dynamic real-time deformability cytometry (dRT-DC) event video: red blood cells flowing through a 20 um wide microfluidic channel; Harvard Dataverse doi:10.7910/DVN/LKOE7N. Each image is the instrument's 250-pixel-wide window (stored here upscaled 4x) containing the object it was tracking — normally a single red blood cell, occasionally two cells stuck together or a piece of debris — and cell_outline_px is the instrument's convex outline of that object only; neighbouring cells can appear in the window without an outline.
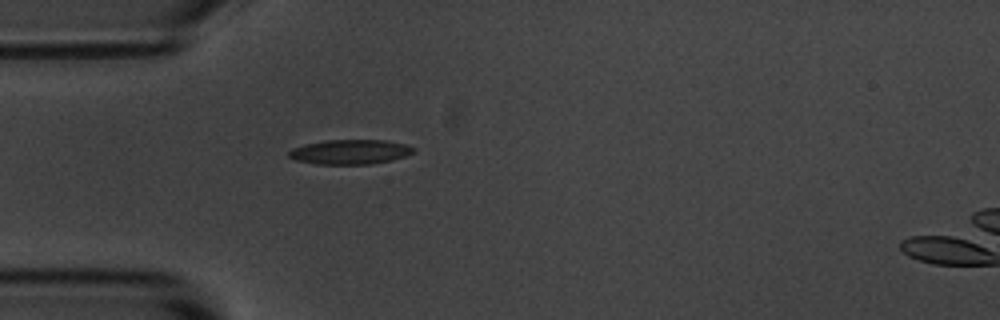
{"species": "common noctule bat (a hibernating species)", "species_latin": "Nyctalus noctula", "temperature_condition": "room temperature", "stored_images_in_passage": 31, "camera_frame_rate_fps": 3000, "um_per_image_px": 0.085, "animal": {"sex": "male", "body_mass_g": 20.1, "forearm_length_mm": 53.5}, "frame": {"image": 1, "passage_image": 1, "time_ms": 0.0, "image_size_px": [1000, 320], "cell_outline_px": [[416, 152], [392, 160], [372, 164], [316, 164], [296, 160], [288, 156], [288, 152], [292, 148], [304, 144], [324, 140], [384, 140], [404, 144], [416, 148]], "centroid_in_image_um": [29.76, 12.91], "position_along_channel_um": 55.2, "area_um2": 17.98}}
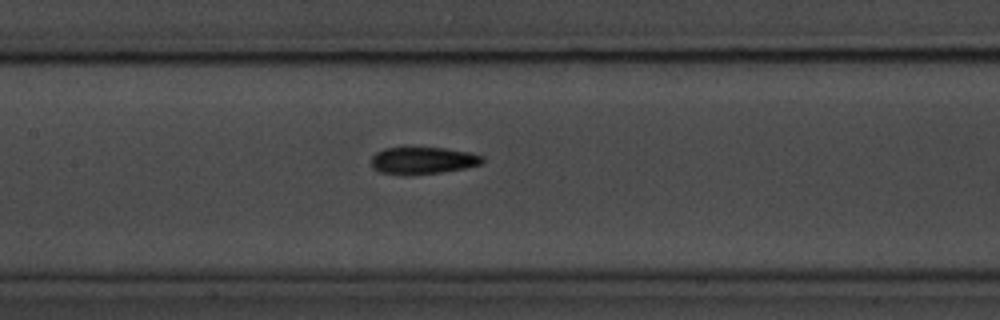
{"frame": {"image": 2, "passage_image": 11, "time_ms": 3.333, "image_size_px": [1000, 320], "cell_outline_px": [[484, 160], [480, 164], [464, 168], [440, 172], [380, 172], [372, 168], [372, 156], [376, 152], [384, 148], [444, 148], [468, 152], [484, 156]], "centroid_in_image_um": [35.97, 13.6], "position_along_channel_um": 171.4, "area_um2": 16.65}}
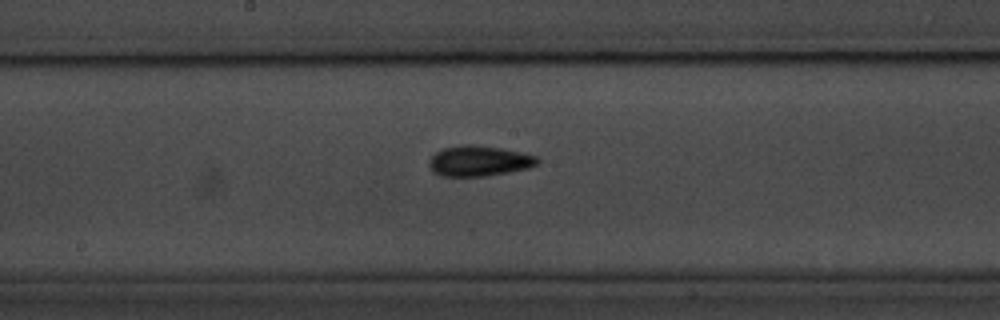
{"frame": {"image": 3, "passage_image": 14, "time_ms": 4.333, "image_size_px": [1000, 320], "cell_outline_px": [[540, 160], [536, 164], [528, 168], [508, 172], [484, 176], [444, 176], [432, 172], [428, 164], [432, 156], [436, 152], [444, 148], [460, 144], [472, 144], [500, 148], [540, 156]], "centroid_in_image_um": [40.72, 13.67], "position_along_channel_um": 207.5, "area_um2": 19.25}, "authors_computed_cell_mechanics": {"area_um2": 17.8602, "velocity_mm_per_s": 3.6067, "shape_relaxation_time_tau1_ms": 4.3069, "shape_relaxation_time_tau2_ms": 4.2554, "deformation_change_tau1": 0.1328, "deformation_change_tau2": 0.1151}}